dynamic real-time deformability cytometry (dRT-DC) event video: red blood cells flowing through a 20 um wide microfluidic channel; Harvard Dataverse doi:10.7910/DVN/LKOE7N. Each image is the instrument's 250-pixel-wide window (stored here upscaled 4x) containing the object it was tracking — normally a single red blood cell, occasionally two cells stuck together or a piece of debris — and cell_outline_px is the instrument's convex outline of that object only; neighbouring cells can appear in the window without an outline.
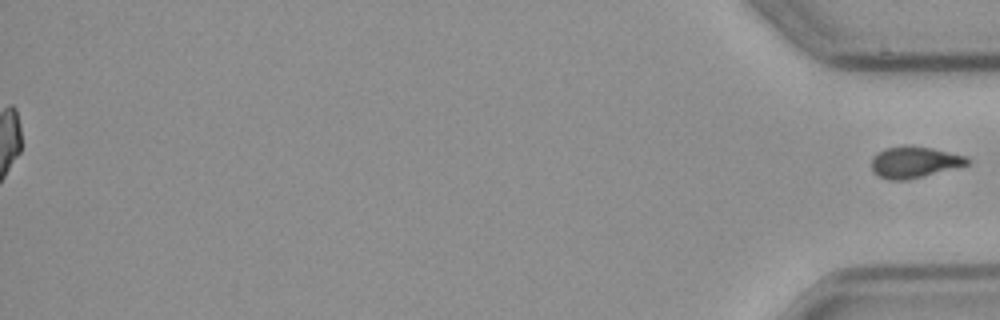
{"species": "common noctule bat (a hibernating species)", "species_latin": "Nyctalus noctula", "temperature_condition": "cold", "stored_images_in_passage": 57, "segment_of_instrument_passage": [2, 2], "camera_frame_rate_fps": 3000, "um_per_image_px": 0.085, "animal": {"sex": "male", "body_mass_g": 23.1, "forearm_length_mm": 52.7}, "frame": {"image": 1, "passage_image": 57, "time_ms": 18.667, "image_size_px": [1000, 320], "cell_outline_px": [[972, 160], [968, 164], [904, 180], [888, 180], [872, 172], [872, 160], [884, 148], [932, 148], [968, 156]], "centroid_in_image_um": [77.75, 13.81], "position_along_channel_um": 357.4, "area_um2": 16.59}}